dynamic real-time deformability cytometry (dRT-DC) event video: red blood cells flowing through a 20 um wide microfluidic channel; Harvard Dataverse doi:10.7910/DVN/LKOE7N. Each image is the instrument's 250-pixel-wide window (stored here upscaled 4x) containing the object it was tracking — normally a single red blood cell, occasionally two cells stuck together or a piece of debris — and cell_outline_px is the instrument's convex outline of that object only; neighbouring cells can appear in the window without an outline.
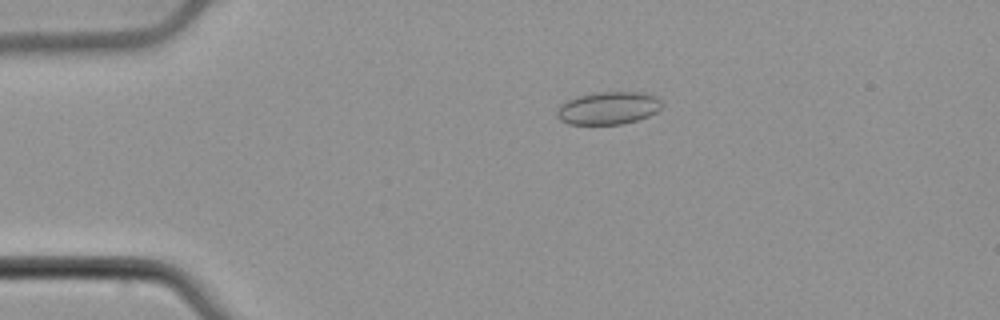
{"species": "common noctule bat (a hibernating species)", "species_latin": "Nyctalus noctula", "temperature_condition": "cold", "stored_images_in_passage": 45, "camera_frame_rate_fps": 3000, "um_per_image_px": 0.085, "animal": {"sex": "male", "body_mass_g": 21.5, "forearm_length_mm": 52.0}, "frame": {"image": 1, "passage_image": 3, "time_ms": 0.667, "image_size_px": [1000, 320], "cell_outline_px": [[664, 104], [656, 112], [648, 116], [636, 120], [620, 124], [568, 124], [560, 120], [556, 116], [556, 112], [560, 104], [568, 100], [580, 96], [596, 92], [640, 92], [656, 96]], "centroid_in_image_um": [51.7, 9.19], "position_along_channel_um": 33.3, "area_um2": 19.94}}
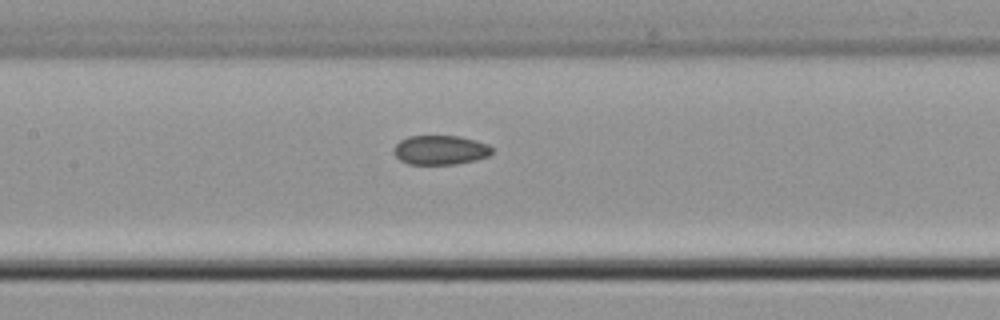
{"frame": {"image": 2, "passage_image": 17, "time_ms": 5.333, "image_size_px": [1000, 320], "cell_outline_px": [[492, 152], [488, 156], [476, 160], [456, 164], [408, 164], [400, 160], [392, 152], [392, 148], [400, 140], [408, 136], [460, 136], [476, 140], [488, 144], [492, 148]], "centroid_in_image_um": [37.41, 12.75], "position_along_channel_um": 170.0, "area_um2": 16.94}}
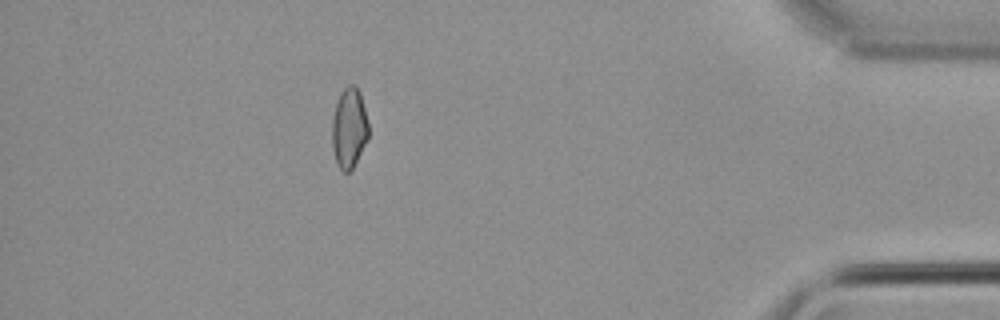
{"frame": {"image": 3, "passage_image": 39, "time_ms": 12.667, "image_size_px": [1000, 320], "cell_outline_px": [[368, 140], [352, 168], [348, 172], [344, 172], [336, 164], [332, 148], [332, 120], [336, 104], [340, 92], [348, 84], [356, 84], [360, 92], [368, 124]], "centroid_in_image_um": [29.67, 10.87], "position_along_channel_um": 405.5, "area_um2": 17.11}, "authors_computed_cell_mechanics": {"area_um2": 17.34, "velocity_mm_per_s": 3.8832, "shape_relaxation_time_tau1_ms": null, "shape_relaxation_time_tau2_ms": 10.5947, "deformation_change_tau1": null, "deformation_change_tau2": 0.155}}